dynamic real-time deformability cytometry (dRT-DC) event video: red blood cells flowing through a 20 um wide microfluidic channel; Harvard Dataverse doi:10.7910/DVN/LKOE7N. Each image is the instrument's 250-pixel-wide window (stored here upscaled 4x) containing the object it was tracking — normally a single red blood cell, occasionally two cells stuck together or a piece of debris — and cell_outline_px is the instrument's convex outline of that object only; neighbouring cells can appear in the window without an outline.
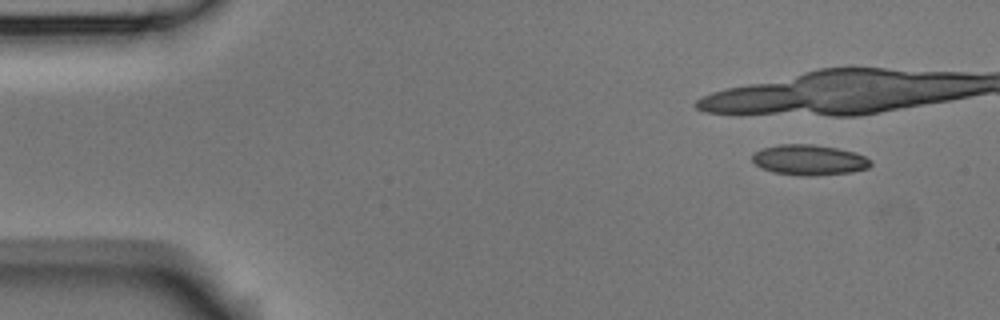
{"species": "Egyptian fruit bat (a non-hibernating species)", "species_latin": "Rousettus aegyptiacus", "temperature_condition": "room temperature", "stored_images_in_passage": 6, "camera_frame_rate_fps": 3000, "um_per_image_px": 0.085, "animal": {"sex": "male"}, "frame": {"image": 1, "passage_image": 1, "time_ms": 0.0, "image_size_px": [1000, 320], "cell_outline_px": [[872, 164], [868, 168], [852, 172], [812, 176], [800, 176], [772, 172], [760, 168], [752, 160], [752, 156], [756, 152], [764, 148], [780, 144], [812, 144], [836, 148], [852, 152], [864, 156], [872, 160]], "centroid_in_image_um": [68.78, 13.61], "position_along_channel_um": 16.2, "area_um2": 20.98}}
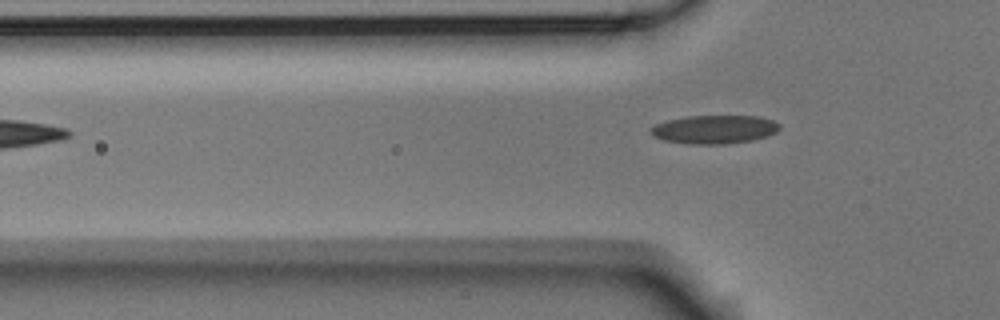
{"frame": {"image": 2, "passage_image": 6, "time_ms": 1.667, "image_size_px": [1000, 320], "cell_outline_px": [[780, 128], [776, 132], [768, 136], [752, 140], [724, 144], [688, 144], [664, 140], [652, 136], [648, 132], [656, 124], [668, 120], [688, 116], [760, 116], [772, 120], [780, 124]], "centroid_in_image_um": [60.73, 11.0], "position_along_channel_um": 65.1, "area_um2": 21.44}}